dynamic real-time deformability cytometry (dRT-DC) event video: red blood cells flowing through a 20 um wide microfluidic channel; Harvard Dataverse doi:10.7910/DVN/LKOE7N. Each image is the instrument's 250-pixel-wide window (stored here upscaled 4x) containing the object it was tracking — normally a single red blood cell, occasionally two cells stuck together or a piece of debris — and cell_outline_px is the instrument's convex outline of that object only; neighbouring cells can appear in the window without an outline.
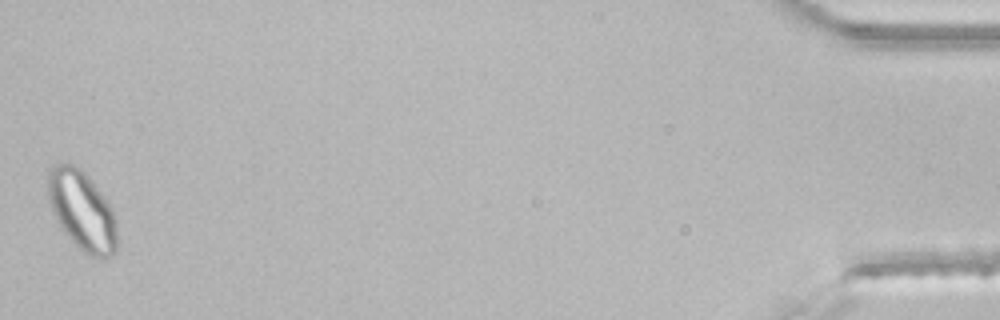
{"species": "common noctule bat (a hibernating species)", "species_latin": "Nyctalus noctula", "temperature_condition": "room temperature", "stored_images_in_passage": 48, "segment_of_instrument_passage": [2, 2], "camera_frame_rate_fps": 3000, "um_per_image_px": 0.085, "animal": {"sex": "male", "body_mass_g": 21.5, "forearm_length_mm": 52.0}, "frame": {"image": 1, "passage_image": 48, "time_ms": 15.667, "image_size_px": [1000, 320], "cell_outline_px": [[116, 252], [112, 256], [104, 260], [88, 256], [64, 232], [56, 220], [48, 200], [48, 176], [52, 168], [56, 164], [76, 164], [84, 172], [104, 196], [112, 208], [116, 220]], "centroid_in_image_um": [7.0, 17.94], "position_along_channel_um": 428.2, "area_um2": 31.96}}